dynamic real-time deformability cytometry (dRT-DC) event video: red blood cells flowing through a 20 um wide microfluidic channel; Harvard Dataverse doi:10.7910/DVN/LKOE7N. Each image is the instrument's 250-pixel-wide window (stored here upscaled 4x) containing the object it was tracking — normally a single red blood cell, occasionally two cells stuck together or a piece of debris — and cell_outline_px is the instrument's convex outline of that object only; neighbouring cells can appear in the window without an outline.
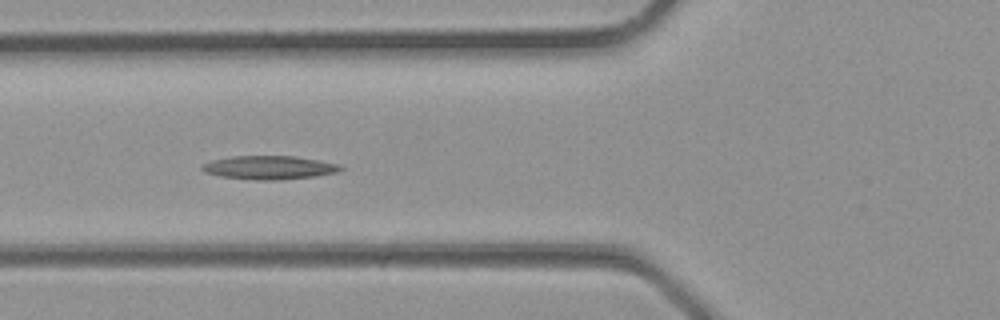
{"species": "common noctule bat (a hibernating species)", "species_latin": "Nyctalus noctula", "temperature_condition": "room temperature", "stored_images_in_passage": 34, "camera_frame_rate_fps": 3000, "um_per_image_px": 0.085, "animal": {"sex": "male", "body_mass_g": 23.1, "forearm_length_mm": 52.7}, "frame": {"image": 1, "passage_image": 13, "time_ms": 4.0, "image_size_px": [1000, 320], "cell_outline_px": [[344, 168], [340, 172], [316, 176], [276, 180], [256, 180], [220, 176], [204, 172], [200, 168], [204, 164], [212, 160], [232, 156], [296, 156], [320, 160], [340, 164]], "centroid_in_image_um": [22.93, 14.24], "position_along_channel_um": 102.9, "area_um2": 19.13}}
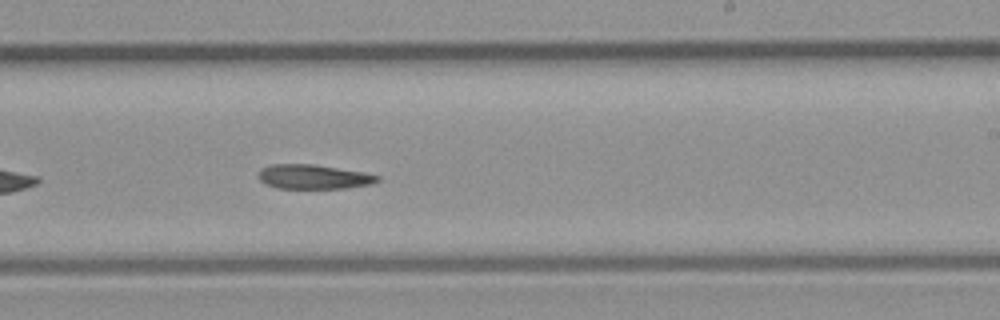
{"frame": {"image": 2, "passage_image": 21, "time_ms": 6.667, "image_size_px": [1000, 320], "cell_outline_px": [[380, 180], [372, 184], [344, 188], [280, 188], [268, 184], [260, 180], [260, 168], [272, 164], [312, 164], [364, 172], [380, 176]], "centroid_in_image_um": [26.69, 15.02], "position_along_channel_um": 262.3, "area_um2": 16.7}}
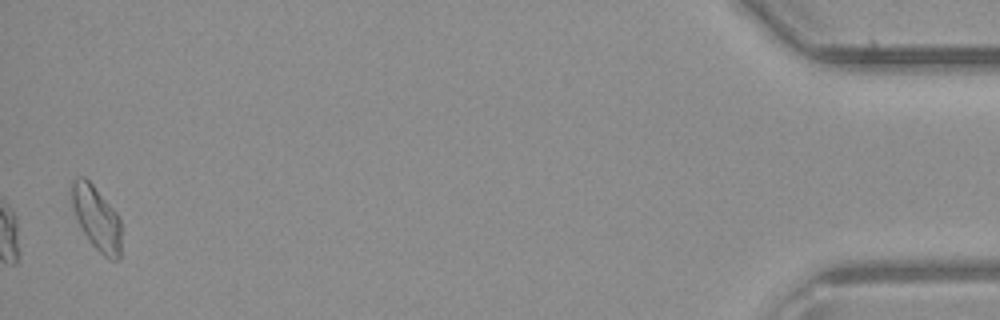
{"frame": {"image": 3, "passage_image": 34, "time_ms": 11.0, "image_size_px": [1000, 320], "cell_outline_px": [[120, 260], [108, 260], [92, 244], [84, 232], [76, 216], [72, 204], [72, 180], [76, 176], [84, 176], [92, 184], [116, 212], [120, 220]], "centroid_in_image_um": [8.22, 18.54], "position_along_channel_um": 427.0, "area_um2": 18.15}}